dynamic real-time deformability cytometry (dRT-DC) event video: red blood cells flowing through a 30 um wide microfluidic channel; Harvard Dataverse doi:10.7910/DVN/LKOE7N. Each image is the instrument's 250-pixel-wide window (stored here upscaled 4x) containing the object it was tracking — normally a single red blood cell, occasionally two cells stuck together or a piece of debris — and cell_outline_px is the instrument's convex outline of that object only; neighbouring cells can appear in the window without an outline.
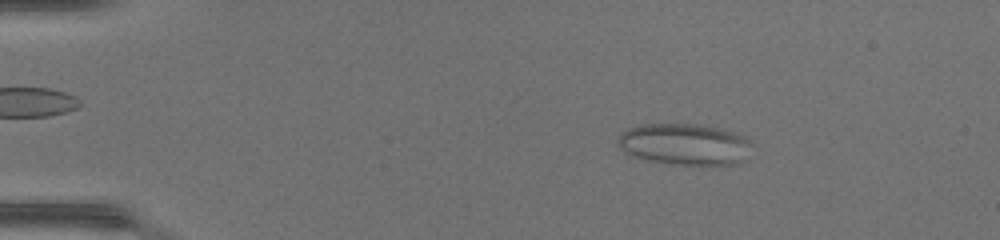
{"species": "common noctule bat (a hibernating species)", "species_latin": "Nyctalus noctula", "temperature_condition": "warm", "stored_images_in_passage": 47, "camera_frame_rate_fps": 3000, "um_per_image_px": 0.085, "animal": {"sex": "female", "body_mass_g": 17.0, "forearm_length_mm": 48.0}, "frame": {"image": 1, "passage_image": 8, "time_ms": 2.333, "image_size_px": [1000, 240], "cell_outline_px": [[752, 144], [748, 160], [740, 164], [668, 164], [648, 160], [624, 152], [620, 148], [620, 132], [628, 128], [640, 124], [700, 124], [720, 128], [736, 132], [744, 136]], "centroid_in_image_um": [58.26, 12.26], "position_along_channel_um": 26.7, "area_um2": 32.6}}
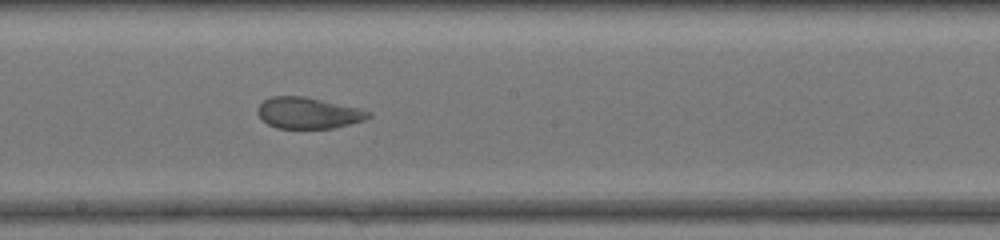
{"frame": {"image": 2, "passage_image": 27, "time_ms": 8.667, "image_size_px": [1000, 240], "cell_outline_px": [[372, 116], [364, 120], [332, 128], [276, 128], [268, 124], [256, 112], [256, 108], [264, 100], [272, 96], [304, 96], [356, 108], [368, 112]], "centroid_in_image_um": [26.13, 9.6], "position_along_channel_um": 222.1, "area_um2": 19.77}}
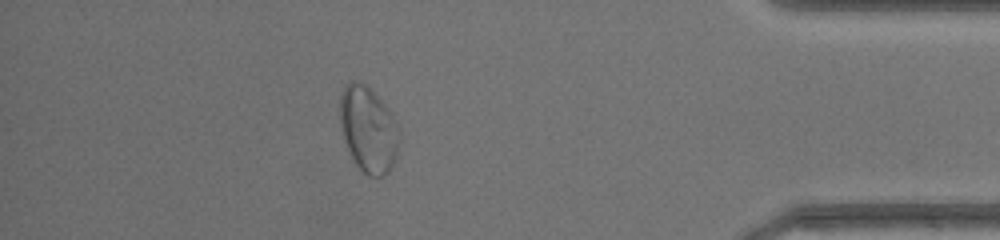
{"frame": {"image": 3, "passage_image": 42, "time_ms": 13.667, "image_size_px": [1000, 240], "cell_outline_px": [[400, 140], [396, 156], [392, 168], [384, 176], [368, 176], [356, 164], [344, 140], [340, 124], [340, 96], [344, 84], [352, 80], [356, 80], [364, 84], [384, 104], [396, 124], [400, 136]], "centroid_in_image_um": [31.29, 11.01], "position_along_channel_um": 403.9, "area_um2": 29.36}}